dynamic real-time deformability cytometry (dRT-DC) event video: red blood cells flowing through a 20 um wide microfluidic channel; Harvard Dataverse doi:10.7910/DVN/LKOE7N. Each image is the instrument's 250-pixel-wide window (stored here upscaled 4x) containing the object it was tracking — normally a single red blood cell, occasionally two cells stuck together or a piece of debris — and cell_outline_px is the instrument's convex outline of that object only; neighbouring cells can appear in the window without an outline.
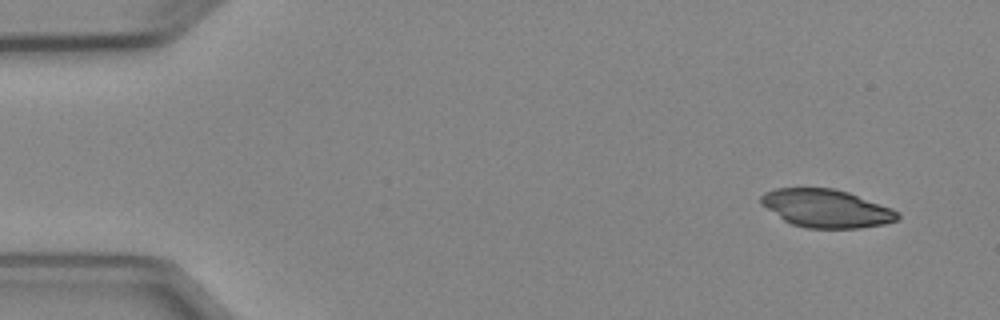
{"species": "Egyptian fruit bat (a non-hibernating species)", "species_latin": "Rousettus aegyptiacus", "temperature_condition": "cold", "stored_images_in_passage": 3, "camera_frame_rate_fps": 3000, "um_per_image_px": 0.085, "animal": {"sex": "female"}, "frame": {"image": 1, "passage_image": 1, "time_ms": 0.0, "image_size_px": [1000, 320], "cell_outline_px": [[900, 216], [896, 220], [884, 224], [860, 228], [808, 228], [792, 224], [784, 220], [760, 204], [760, 196], [764, 192], [776, 188], [832, 188], [848, 192], [892, 208], [900, 212]], "centroid_in_image_um": [70.23, 17.71], "position_along_channel_um": 14.8, "area_um2": 30.29}}